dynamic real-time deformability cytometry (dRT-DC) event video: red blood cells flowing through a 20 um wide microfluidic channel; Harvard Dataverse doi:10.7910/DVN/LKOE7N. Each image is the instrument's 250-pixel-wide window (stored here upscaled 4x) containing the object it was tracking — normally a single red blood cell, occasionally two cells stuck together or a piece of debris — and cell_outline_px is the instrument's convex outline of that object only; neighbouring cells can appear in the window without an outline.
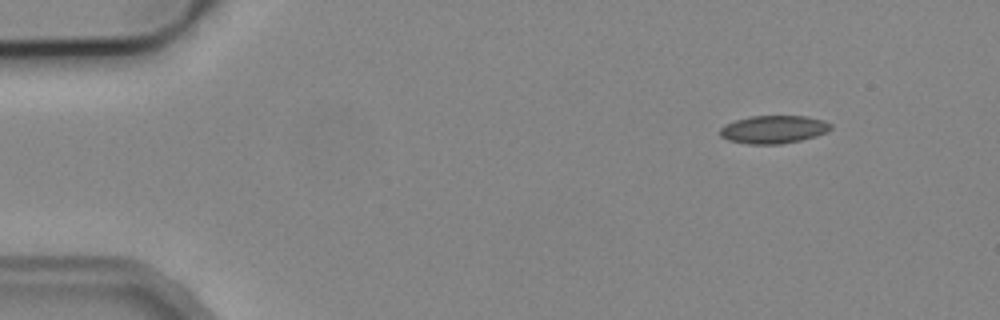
{"species": "common noctule bat (a hibernating species)", "species_latin": "Nyctalus noctula", "temperature_condition": "cold", "stored_images_in_passage": 9, "camera_frame_rate_fps": 3000, "um_per_image_px": 0.085, "animal": {"sex": "male", "body_mass_g": 19.2, "forearm_length_mm": 51.8}, "frame": {"image": 1, "passage_image": 1, "time_ms": 0.0, "image_size_px": [1000, 320], "cell_outline_px": [[832, 128], [828, 132], [816, 136], [800, 140], [780, 144], [748, 144], [728, 140], [720, 136], [720, 128], [736, 120], [752, 116], [804, 116], [824, 120], [832, 124]], "centroid_in_image_um": [65.79, 11.0], "position_along_channel_um": 19.2, "area_um2": 17.98}}
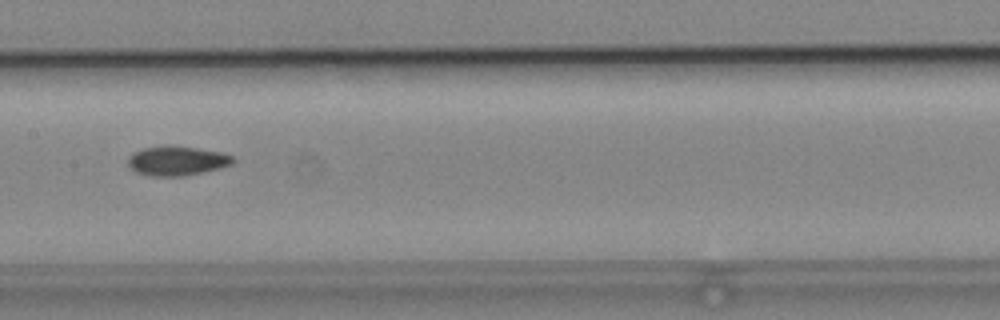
{"frame": {"image": 2, "passage_image": 6, "time_ms": 7.0, "image_size_px": [1000, 320], "cell_outline_px": [[236, 160], [232, 164], [220, 168], [180, 176], [152, 176], [136, 172], [128, 164], [128, 160], [136, 152], [144, 148], [168, 144], [196, 148], [220, 152], [232, 156]], "centroid_in_image_um": [15.06, 13.66], "position_along_channel_um": 192.3, "area_um2": 17.74}}
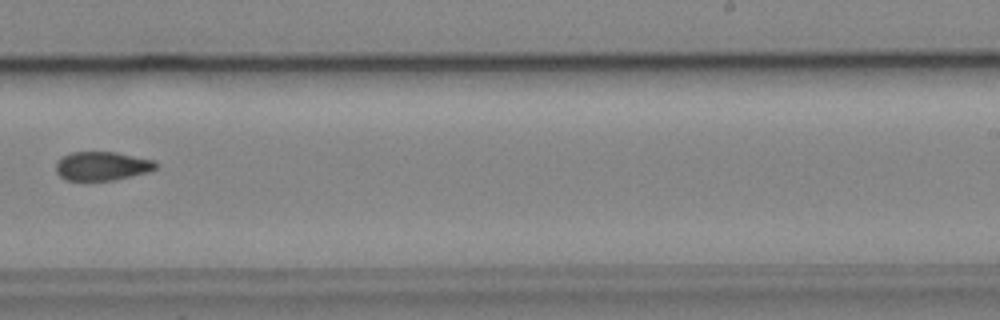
{"frame": {"image": 3, "passage_image": 8, "time_ms": 9.333, "image_size_px": [1000, 320], "cell_outline_px": [[156, 168], [148, 172], [116, 180], [64, 180], [56, 172], [56, 164], [60, 156], [72, 152], [116, 152], [152, 160], [156, 164]], "centroid_in_image_um": [8.63, 14.11], "position_along_channel_um": 280.4, "area_um2": 16.76}}